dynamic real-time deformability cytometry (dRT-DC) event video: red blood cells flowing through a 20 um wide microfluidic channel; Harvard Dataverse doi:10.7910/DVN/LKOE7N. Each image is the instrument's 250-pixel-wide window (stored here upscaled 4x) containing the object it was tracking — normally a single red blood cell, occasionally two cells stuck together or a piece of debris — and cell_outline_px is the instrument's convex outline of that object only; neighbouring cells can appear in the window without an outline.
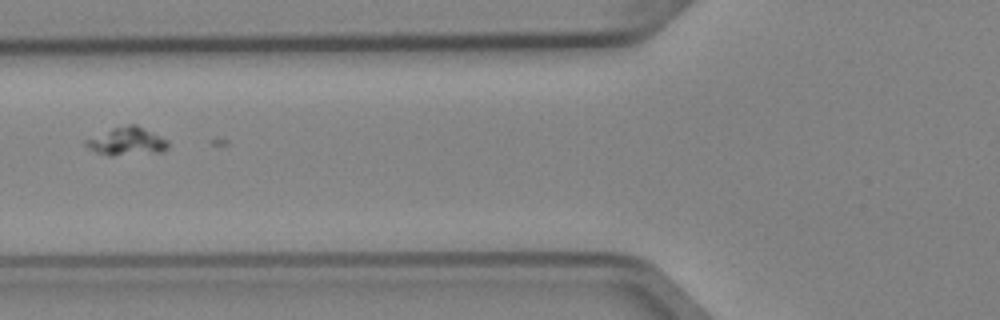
{"species": "Egyptian fruit bat (a non-hibernating species)", "species_latin": "Rousettus aegyptiacus", "temperature_condition": "cold", "stored_images_in_passage": 2, "camera_frame_rate_fps": 3000, "um_per_image_px": 0.085, "animal": {"sex": "female"}, "frame": {"image": 1, "passage_image": 2, "time_ms": 0.333, "image_size_px": [1000, 320], "cell_outline_px": [[168, 148], [164, 152], [112, 156], [108, 156], [96, 152], [88, 148], [84, 144], [84, 140], [112, 128], [128, 124], [136, 124], [168, 140]], "centroid_in_image_um": [10.78, 12.03], "position_along_channel_um": 115.0, "area_um2": 13.58}}